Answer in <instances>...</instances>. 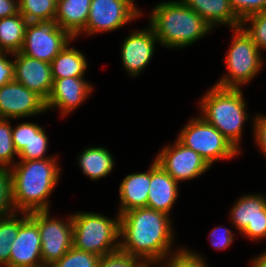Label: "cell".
<instances>
[{
    "label": "cell",
    "mask_w": 266,
    "mask_h": 267,
    "mask_svg": "<svg viewBox=\"0 0 266 267\" xmlns=\"http://www.w3.org/2000/svg\"><path fill=\"white\" fill-rule=\"evenodd\" d=\"M166 213L148 207L120 215L119 250L138 258L145 266L157 267L182 247H173L175 232Z\"/></svg>",
    "instance_id": "1"
},
{
    "label": "cell",
    "mask_w": 266,
    "mask_h": 267,
    "mask_svg": "<svg viewBox=\"0 0 266 267\" xmlns=\"http://www.w3.org/2000/svg\"><path fill=\"white\" fill-rule=\"evenodd\" d=\"M58 161V158L17 159L10 168L12 200L16 212L51 210L49 197L58 185L62 172Z\"/></svg>",
    "instance_id": "2"
},
{
    "label": "cell",
    "mask_w": 266,
    "mask_h": 267,
    "mask_svg": "<svg viewBox=\"0 0 266 267\" xmlns=\"http://www.w3.org/2000/svg\"><path fill=\"white\" fill-rule=\"evenodd\" d=\"M152 8L148 24L153 28L162 48H187L213 31L182 0L160 1Z\"/></svg>",
    "instance_id": "3"
},
{
    "label": "cell",
    "mask_w": 266,
    "mask_h": 267,
    "mask_svg": "<svg viewBox=\"0 0 266 267\" xmlns=\"http://www.w3.org/2000/svg\"><path fill=\"white\" fill-rule=\"evenodd\" d=\"M199 115L242 153L244 123L252 118L241 89L211 86L198 102ZM240 146V147H239Z\"/></svg>",
    "instance_id": "4"
},
{
    "label": "cell",
    "mask_w": 266,
    "mask_h": 267,
    "mask_svg": "<svg viewBox=\"0 0 266 267\" xmlns=\"http://www.w3.org/2000/svg\"><path fill=\"white\" fill-rule=\"evenodd\" d=\"M73 247L100 257L119 251L120 215L107 217L97 212L70 213Z\"/></svg>",
    "instance_id": "5"
},
{
    "label": "cell",
    "mask_w": 266,
    "mask_h": 267,
    "mask_svg": "<svg viewBox=\"0 0 266 267\" xmlns=\"http://www.w3.org/2000/svg\"><path fill=\"white\" fill-rule=\"evenodd\" d=\"M231 44L225 59L226 73L213 85L221 88L242 89L262 72V52L253 43L251 36L242 26L232 28Z\"/></svg>",
    "instance_id": "6"
},
{
    "label": "cell",
    "mask_w": 266,
    "mask_h": 267,
    "mask_svg": "<svg viewBox=\"0 0 266 267\" xmlns=\"http://www.w3.org/2000/svg\"><path fill=\"white\" fill-rule=\"evenodd\" d=\"M176 139L200 154L212 167L216 162L231 160L241 154L221 132L200 115L189 119Z\"/></svg>",
    "instance_id": "7"
},
{
    "label": "cell",
    "mask_w": 266,
    "mask_h": 267,
    "mask_svg": "<svg viewBox=\"0 0 266 267\" xmlns=\"http://www.w3.org/2000/svg\"><path fill=\"white\" fill-rule=\"evenodd\" d=\"M51 210L35 211L29 217L38 225L41 236L43 267H50L73 246V223L71 215L65 219L50 215Z\"/></svg>",
    "instance_id": "8"
},
{
    "label": "cell",
    "mask_w": 266,
    "mask_h": 267,
    "mask_svg": "<svg viewBox=\"0 0 266 267\" xmlns=\"http://www.w3.org/2000/svg\"><path fill=\"white\" fill-rule=\"evenodd\" d=\"M135 0H91L89 17L81 35L113 32L144 15Z\"/></svg>",
    "instance_id": "9"
},
{
    "label": "cell",
    "mask_w": 266,
    "mask_h": 267,
    "mask_svg": "<svg viewBox=\"0 0 266 267\" xmlns=\"http://www.w3.org/2000/svg\"><path fill=\"white\" fill-rule=\"evenodd\" d=\"M73 38L55 20L28 22L20 52L51 63Z\"/></svg>",
    "instance_id": "10"
},
{
    "label": "cell",
    "mask_w": 266,
    "mask_h": 267,
    "mask_svg": "<svg viewBox=\"0 0 266 267\" xmlns=\"http://www.w3.org/2000/svg\"><path fill=\"white\" fill-rule=\"evenodd\" d=\"M153 159L179 184L198 178L212 168L200 154L177 139L163 146Z\"/></svg>",
    "instance_id": "11"
},
{
    "label": "cell",
    "mask_w": 266,
    "mask_h": 267,
    "mask_svg": "<svg viewBox=\"0 0 266 267\" xmlns=\"http://www.w3.org/2000/svg\"><path fill=\"white\" fill-rule=\"evenodd\" d=\"M228 216L244 237L255 242L266 239V195L245 193L233 203Z\"/></svg>",
    "instance_id": "12"
},
{
    "label": "cell",
    "mask_w": 266,
    "mask_h": 267,
    "mask_svg": "<svg viewBox=\"0 0 266 267\" xmlns=\"http://www.w3.org/2000/svg\"><path fill=\"white\" fill-rule=\"evenodd\" d=\"M47 113L45 101L19 82L0 87V118L20 120Z\"/></svg>",
    "instance_id": "13"
},
{
    "label": "cell",
    "mask_w": 266,
    "mask_h": 267,
    "mask_svg": "<svg viewBox=\"0 0 266 267\" xmlns=\"http://www.w3.org/2000/svg\"><path fill=\"white\" fill-rule=\"evenodd\" d=\"M156 44L159 41L150 25L132 30L125 37L120 54L123 68L130 77H138L147 67L155 54Z\"/></svg>",
    "instance_id": "14"
},
{
    "label": "cell",
    "mask_w": 266,
    "mask_h": 267,
    "mask_svg": "<svg viewBox=\"0 0 266 267\" xmlns=\"http://www.w3.org/2000/svg\"><path fill=\"white\" fill-rule=\"evenodd\" d=\"M94 86L85 77L53 79L51 93L45 102L46 111L58 110L60 116L68 117L92 94Z\"/></svg>",
    "instance_id": "15"
},
{
    "label": "cell",
    "mask_w": 266,
    "mask_h": 267,
    "mask_svg": "<svg viewBox=\"0 0 266 267\" xmlns=\"http://www.w3.org/2000/svg\"><path fill=\"white\" fill-rule=\"evenodd\" d=\"M14 80L35 92L45 102L53 86L51 63L30 58L21 52L13 54Z\"/></svg>",
    "instance_id": "16"
},
{
    "label": "cell",
    "mask_w": 266,
    "mask_h": 267,
    "mask_svg": "<svg viewBox=\"0 0 266 267\" xmlns=\"http://www.w3.org/2000/svg\"><path fill=\"white\" fill-rule=\"evenodd\" d=\"M38 225L28 217L11 243L9 267H43Z\"/></svg>",
    "instance_id": "17"
},
{
    "label": "cell",
    "mask_w": 266,
    "mask_h": 267,
    "mask_svg": "<svg viewBox=\"0 0 266 267\" xmlns=\"http://www.w3.org/2000/svg\"><path fill=\"white\" fill-rule=\"evenodd\" d=\"M150 187L147 207L171 216L179 196V183L155 160L150 163Z\"/></svg>",
    "instance_id": "18"
},
{
    "label": "cell",
    "mask_w": 266,
    "mask_h": 267,
    "mask_svg": "<svg viewBox=\"0 0 266 267\" xmlns=\"http://www.w3.org/2000/svg\"><path fill=\"white\" fill-rule=\"evenodd\" d=\"M150 187V167L124 177L119 185V215L135 208L147 207Z\"/></svg>",
    "instance_id": "19"
},
{
    "label": "cell",
    "mask_w": 266,
    "mask_h": 267,
    "mask_svg": "<svg viewBox=\"0 0 266 267\" xmlns=\"http://www.w3.org/2000/svg\"><path fill=\"white\" fill-rule=\"evenodd\" d=\"M193 9L214 30L218 26L230 29L241 26L229 0H182Z\"/></svg>",
    "instance_id": "20"
},
{
    "label": "cell",
    "mask_w": 266,
    "mask_h": 267,
    "mask_svg": "<svg viewBox=\"0 0 266 267\" xmlns=\"http://www.w3.org/2000/svg\"><path fill=\"white\" fill-rule=\"evenodd\" d=\"M91 0H62L57 3L55 21L72 38L86 27Z\"/></svg>",
    "instance_id": "21"
},
{
    "label": "cell",
    "mask_w": 266,
    "mask_h": 267,
    "mask_svg": "<svg viewBox=\"0 0 266 267\" xmlns=\"http://www.w3.org/2000/svg\"><path fill=\"white\" fill-rule=\"evenodd\" d=\"M77 157L80 170L93 181L107 177L115 165L114 156L103 146L86 147Z\"/></svg>",
    "instance_id": "22"
},
{
    "label": "cell",
    "mask_w": 266,
    "mask_h": 267,
    "mask_svg": "<svg viewBox=\"0 0 266 267\" xmlns=\"http://www.w3.org/2000/svg\"><path fill=\"white\" fill-rule=\"evenodd\" d=\"M75 40L73 38L52 60L51 71L53 79L85 77L89 65L83 51L70 47Z\"/></svg>",
    "instance_id": "23"
},
{
    "label": "cell",
    "mask_w": 266,
    "mask_h": 267,
    "mask_svg": "<svg viewBox=\"0 0 266 267\" xmlns=\"http://www.w3.org/2000/svg\"><path fill=\"white\" fill-rule=\"evenodd\" d=\"M28 21L20 12L0 19V52L15 54L20 52Z\"/></svg>",
    "instance_id": "24"
},
{
    "label": "cell",
    "mask_w": 266,
    "mask_h": 267,
    "mask_svg": "<svg viewBox=\"0 0 266 267\" xmlns=\"http://www.w3.org/2000/svg\"><path fill=\"white\" fill-rule=\"evenodd\" d=\"M28 217L29 213L15 212L0 218V267H9L11 243L16 238L20 225Z\"/></svg>",
    "instance_id": "25"
},
{
    "label": "cell",
    "mask_w": 266,
    "mask_h": 267,
    "mask_svg": "<svg viewBox=\"0 0 266 267\" xmlns=\"http://www.w3.org/2000/svg\"><path fill=\"white\" fill-rule=\"evenodd\" d=\"M49 147V139L44 127L37 123L31 122V140L18 153L19 160H35L59 158L58 155H45Z\"/></svg>",
    "instance_id": "26"
},
{
    "label": "cell",
    "mask_w": 266,
    "mask_h": 267,
    "mask_svg": "<svg viewBox=\"0 0 266 267\" xmlns=\"http://www.w3.org/2000/svg\"><path fill=\"white\" fill-rule=\"evenodd\" d=\"M18 6L28 22L54 20L56 16L54 0H18Z\"/></svg>",
    "instance_id": "27"
},
{
    "label": "cell",
    "mask_w": 266,
    "mask_h": 267,
    "mask_svg": "<svg viewBox=\"0 0 266 267\" xmlns=\"http://www.w3.org/2000/svg\"><path fill=\"white\" fill-rule=\"evenodd\" d=\"M13 120L0 118V167L11 168L17 160L18 153L12 140Z\"/></svg>",
    "instance_id": "28"
},
{
    "label": "cell",
    "mask_w": 266,
    "mask_h": 267,
    "mask_svg": "<svg viewBox=\"0 0 266 267\" xmlns=\"http://www.w3.org/2000/svg\"><path fill=\"white\" fill-rule=\"evenodd\" d=\"M241 26L261 52L266 50V9L246 17L241 21Z\"/></svg>",
    "instance_id": "29"
},
{
    "label": "cell",
    "mask_w": 266,
    "mask_h": 267,
    "mask_svg": "<svg viewBox=\"0 0 266 267\" xmlns=\"http://www.w3.org/2000/svg\"><path fill=\"white\" fill-rule=\"evenodd\" d=\"M158 267H210L203 255L194 250L182 248L161 262Z\"/></svg>",
    "instance_id": "30"
},
{
    "label": "cell",
    "mask_w": 266,
    "mask_h": 267,
    "mask_svg": "<svg viewBox=\"0 0 266 267\" xmlns=\"http://www.w3.org/2000/svg\"><path fill=\"white\" fill-rule=\"evenodd\" d=\"M100 256L76 249H71L50 267H98Z\"/></svg>",
    "instance_id": "31"
},
{
    "label": "cell",
    "mask_w": 266,
    "mask_h": 267,
    "mask_svg": "<svg viewBox=\"0 0 266 267\" xmlns=\"http://www.w3.org/2000/svg\"><path fill=\"white\" fill-rule=\"evenodd\" d=\"M15 212L12 200V175L9 168L0 167V218Z\"/></svg>",
    "instance_id": "32"
},
{
    "label": "cell",
    "mask_w": 266,
    "mask_h": 267,
    "mask_svg": "<svg viewBox=\"0 0 266 267\" xmlns=\"http://www.w3.org/2000/svg\"><path fill=\"white\" fill-rule=\"evenodd\" d=\"M98 267H145L136 257L117 251L100 258Z\"/></svg>",
    "instance_id": "33"
},
{
    "label": "cell",
    "mask_w": 266,
    "mask_h": 267,
    "mask_svg": "<svg viewBox=\"0 0 266 267\" xmlns=\"http://www.w3.org/2000/svg\"><path fill=\"white\" fill-rule=\"evenodd\" d=\"M229 2L240 21L266 9V0H229Z\"/></svg>",
    "instance_id": "34"
},
{
    "label": "cell",
    "mask_w": 266,
    "mask_h": 267,
    "mask_svg": "<svg viewBox=\"0 0 266 267\" xmlns=\"http://www.w3.org/2000/svg\"><path fill=\"white\" fill-rule=\"evenodd\" d=\"M234 234L232 229L223 227L222 225L213 228L208 236L211 246L217 250H225L234 242Z\"/></svg>",
    "instance_id": "35"
},
{
    "label": "cell",
    "mask_w": 266,
    "mask_h": 267,
    "mask_svg": "<svg viewBox=\"0 0 266 267\" xmlns=\"http://www.w3.org/2000/svg\"><path fill=\"white\" fill-rule=\"evenodd\" d=\"M254 116L253 121H251L254 122L252 123L254 143L266 158V114L258 113Z\"/></svg>",
    "instance_id": "36"
},
{
    "label": "cell",
    "mask_w": 266,
    "mask_h": 267,
    "mask_svg": "<svg viewBox=\"0 0 266 267\" xmlns=\"http://www.w3.org/2000/svg\"><path fill=\"white\" fill-rule=\"evenodd\" d=\"M14 126H12V140L17 153H19L31 140V122H22Z\"/></svg>",
    "instance_id": "37"
},
{
    "label": "cell",
    "mask_w": 266,
    "mask_h": 267,
    "mask_svg": "<svg viewBox=\"0 0 266 267\" xmlns=\"http://www.w3.org/2000/svg\"><path fill=\"white\" fill-rule=\"evenodd\" d=\"M11 53L0 52V87L14 81V61Z\"/></svg>",
    "instance_id": "38"
},
{
    "label": "cell",
    "mask_w": 266,
    "mask_h": 267,
    "mask_svg": "<svg viewBox=\"0 0 266 267\" xmlns=\"http://www.w3.org/2000/svg\"><path fill=\"white\" fill-rule=\"evenodd\" d=\"M19 13L18 0H0V19Z\"/></svg>",
    "instance_id": "39"
},
{
    "label": "cell",
    "mask_w": 266,
    "mask_h": 267,
    "mask_svg": "<svg viewBox=\"0 0 266 267\" xmlns=\"http://www.w3.org/2000/svg\"><path fill=\"white\" fill-rule=\"evenodd\" d=\"M251 267H266V249L250 261Z\"/></svg>",
    "instance_id": "40"
}]
</instances>
